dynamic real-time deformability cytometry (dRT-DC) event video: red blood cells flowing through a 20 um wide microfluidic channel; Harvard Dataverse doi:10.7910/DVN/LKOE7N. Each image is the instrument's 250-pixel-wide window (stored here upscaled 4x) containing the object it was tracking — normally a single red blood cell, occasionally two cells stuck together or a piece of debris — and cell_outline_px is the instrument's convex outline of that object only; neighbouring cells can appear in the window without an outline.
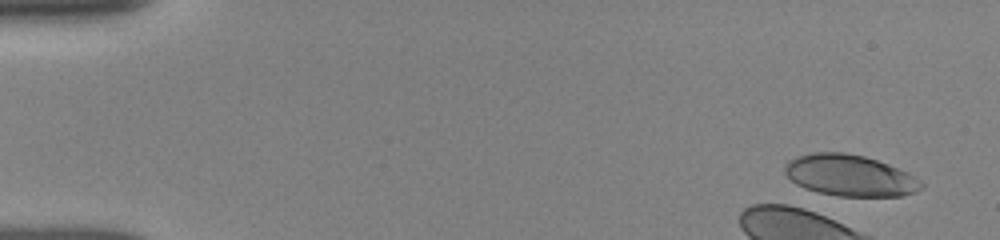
{"species": "human", "species_latin": "Homo sapiens", "temperature_condition": "room temperature", "stored_images_in_passage": 2, "camera_frame_rate_fps": 3000, "um_per_image_px": 0.085, "donor": {"sex": "female"}, "frame": {"image": 1, "passage_image": 1, "time_ms": 0.0, "image_size_px": [1000, 240], "cell_outline_px": [[924, 188], [916, 192], [904, 196], [840, 196], [820, 192], [804, 188], [796, 184], [784, 172], [784, 168], [788, 160], [796, 156], [812, 152], [844, 152], [864, 156], [888, 164], [908, 172], [920, 180], [924, 184]], "centroid_in_image_um": [72.26, 14.91], "position_along_channel_um": 12.7, "area_um2": 33.0}}